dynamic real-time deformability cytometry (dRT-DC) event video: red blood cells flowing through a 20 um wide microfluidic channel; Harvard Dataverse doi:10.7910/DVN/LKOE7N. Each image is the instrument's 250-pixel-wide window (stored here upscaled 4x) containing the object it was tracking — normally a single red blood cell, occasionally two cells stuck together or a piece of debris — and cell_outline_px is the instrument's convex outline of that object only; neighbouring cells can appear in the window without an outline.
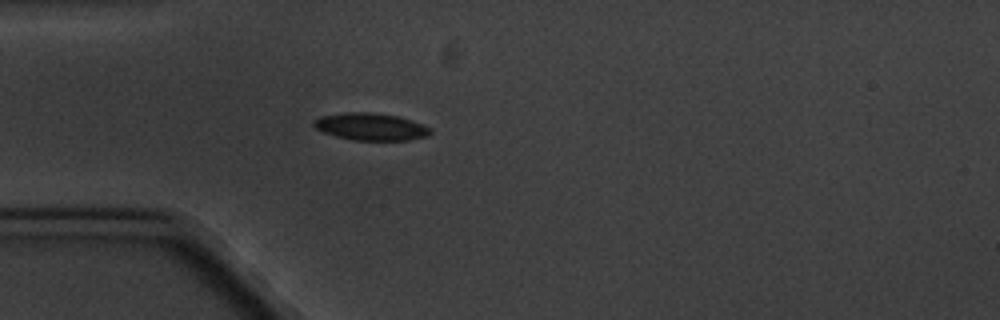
{"species": "common noctule bat (a hibernating species)", "species_latin": "Nyctalus noctula", "temperature_condition": "cold", "stored_images_in_passage": 5, "camera_frame_rate_fps": 3000, "um_per_image_px": 0.085, "animal": {"sex": "male", "body_mass_g": 20.1, "forearm_length_mm": 53.5}, "frame": {"image": 1, "passage_image": 5, "time_ms": 4.667, "image_size_px": [1000, 320], "cell_outline_px": [[432, 132], [428, 136], [408, 140], [352, 140], [336, 136], [324, 132], [316, 128], [312, 124], [312, 120], [320, 116], [344, 112], [372, 112], [396, 116], [412, 120], [432, 128]], "centroid_in_image_um": [31.51, 10.76], "position_along_channel_um": 53.5, "area_um2": 18.61}}